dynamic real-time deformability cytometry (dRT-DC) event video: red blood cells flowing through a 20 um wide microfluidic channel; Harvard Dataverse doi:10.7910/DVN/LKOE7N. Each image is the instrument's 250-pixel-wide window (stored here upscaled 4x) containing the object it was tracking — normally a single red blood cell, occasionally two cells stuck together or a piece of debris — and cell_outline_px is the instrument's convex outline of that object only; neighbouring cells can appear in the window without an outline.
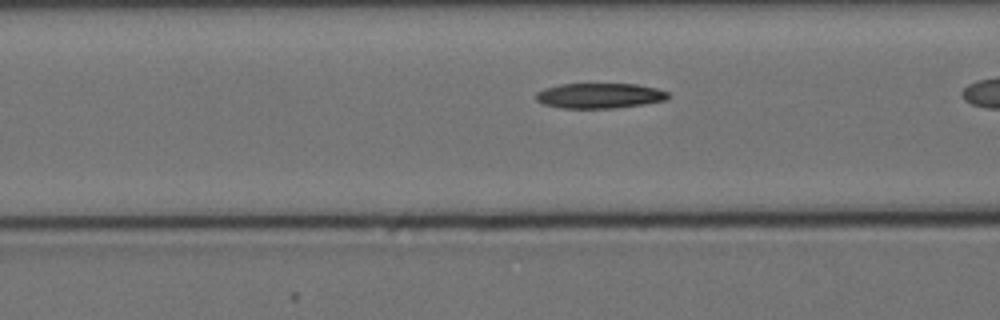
{"species": "Egyptian fruit bat (a non-hibernating species)", "species_latin": "Rousettus aegyptiacus", "temperature_condition": "cold", "stored_images_in_passage": 36, "camera_frame_rate_fps": 3000, "um_per_image_px": 0.085, "animal": {"sex": "female"}, "frame": {"image": 1, "passage_image": 14, "time_ms": 4.333, "image_size_px": [1000, 320], "cell_outline_px": [[668, 100], [644, 104], [612, 108], [560, 108], [544, 104], [536, 100], [536, 92], [544, 88], [560, 84], [636, 84], [656, 88], [668, 92]], "centroid_in_image_um": [50.95, 8.13], "position_along_channel_um": 115.6, "area_um2": 19.42}}
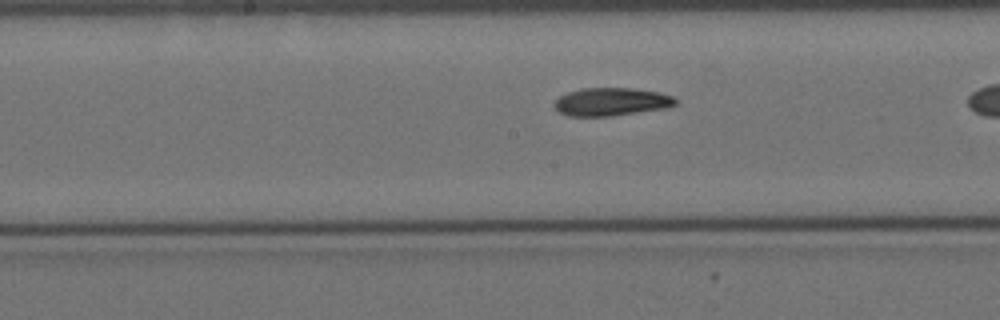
{"frame": {"image": 2, "passage_image": 21, "time_ms": 6.667, "image_size_px": [1000, 320], "cell_outline_px": [[676, 104], [668, 108], [608, 116], [568, 116], [560, 112], [556, 108], [556, 100], [560, 96], [568, 92], [584, 88], [632, 88], [660, 92], [672, 96], [676, 100]], "centroid_in_image_um": [52.0, 8.65], "position_along_channel_um": 196.2, "area_um2": 19.59}}
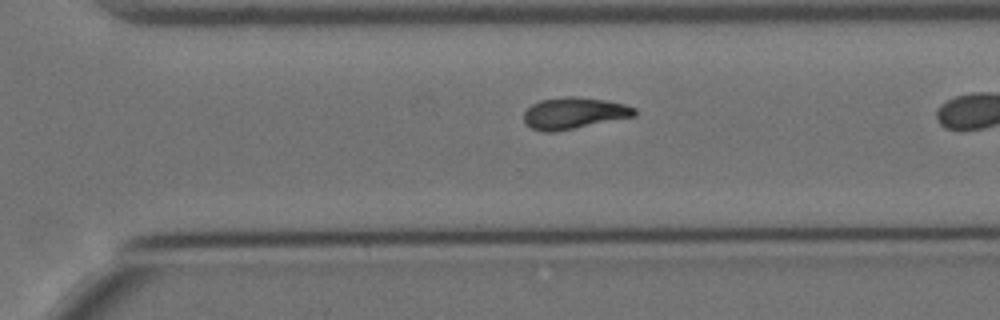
{"frame": {"image": 3, "passage_image": 32, "time_ms": 10.333, "image_size_px": [1000, 320], "cell_outline_px": [[636, 116], [552, 132], [544, 132], [532, 128], [524, 124], [524, 112], [532, 104], [540, 100], [564, 96], [572, 96], [604, 100], [624, 104], [636, 108]], "centroid_in_image_um": [48.76, 9.61], "position_along_channel_um": 321.8, "area_um2": 20.17}}